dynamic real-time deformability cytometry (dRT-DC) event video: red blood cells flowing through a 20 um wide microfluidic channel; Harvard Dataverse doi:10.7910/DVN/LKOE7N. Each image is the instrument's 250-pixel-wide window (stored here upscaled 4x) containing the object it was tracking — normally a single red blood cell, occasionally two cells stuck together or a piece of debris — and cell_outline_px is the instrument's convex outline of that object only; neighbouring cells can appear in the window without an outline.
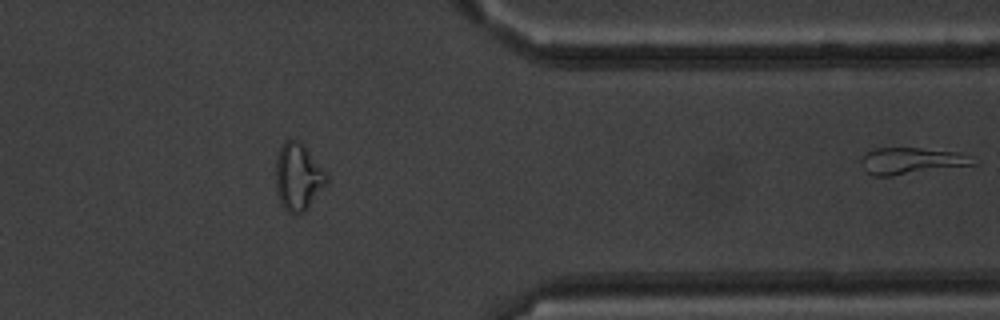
{"species": "common noctule bat (a hibernating species)", "species_latin": "Nyctalus noctula", "temperature_condition": "warm", "stored_images_in_passage": 44, "segment_of_instrument_passage": [2, 2], "camera_frame_rate_fps": 3000, "um_per_image_px": 0.085, "animal": {"sex": "male", "body_mass_g": 20.1, "forearm_length_mm": 53.5}, "frame": {"image": 1, "passage_image": 44, "time_ms": 14.333, "image_size_px": [1000, 320], "cell_outline_px": [[976, 164], [892, 176], [872, 176], [864, 168], [860, 160], [860, 156], [864, 152], [876, 148], [920, 148], [960, 152], [972, 156]], "centroid_in_image_um": [77.44, 13.66], "position_along_channel_um": 334.0, "area_um2": 17.46}}